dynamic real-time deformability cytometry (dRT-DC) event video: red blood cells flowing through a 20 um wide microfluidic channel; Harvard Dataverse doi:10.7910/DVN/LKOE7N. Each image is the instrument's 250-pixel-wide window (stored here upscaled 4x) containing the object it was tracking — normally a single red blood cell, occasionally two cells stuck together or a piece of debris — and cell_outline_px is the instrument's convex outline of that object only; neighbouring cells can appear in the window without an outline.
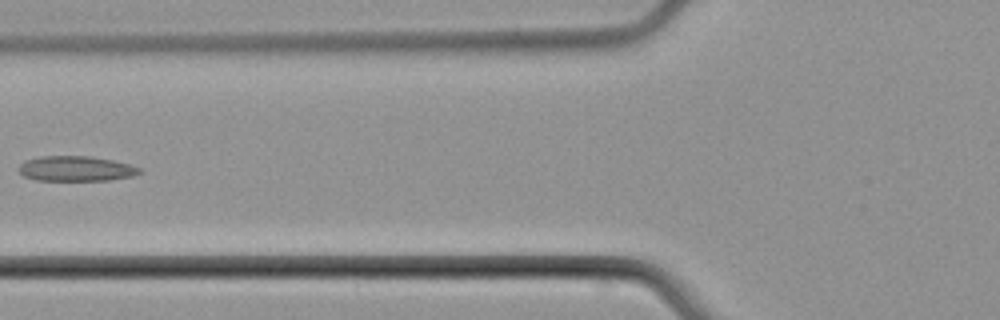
{"species": "common noctule bat (a hibernating species)", "species_latin": "Nyctalus noctula", "temperature_condition": "cold", "stored_images_in_passage": 6, "camera_frame_rate_fps": 3000, "um_per_image_px": 0.085, "animal": {"sex": "male", "body_mass_g": 21.5, "forearm_length_mm": 52.0}, "frame": {"image": 1, "passage_image": 5, "time_ms": 5.0, "image_size_px": [1000, 320], "cell_outline_px": [[144, 172], [132, 176], [108, 180], [36, 180], [24, 176], [16, 168], [20, 164], [28, 160], [40, 156], [92, 156], [112, 160], [128, 164], [140, 168]], "centroid_in_image_um": [6.46, 14.33], "position_along_channel_um": 119.3, "area_um2": 17.63}}
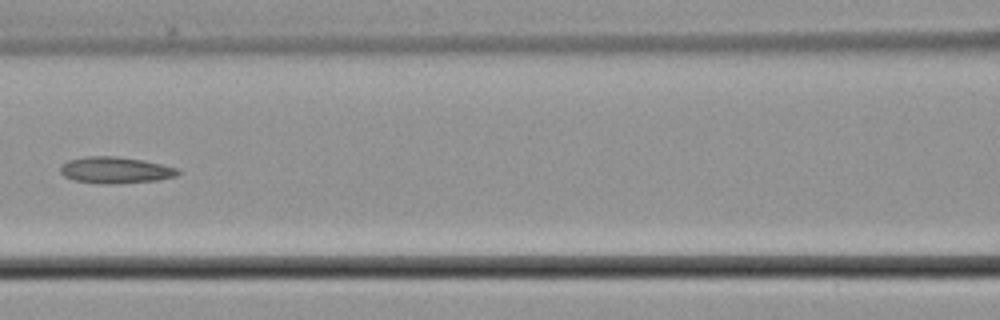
{"frame": {"image": 2, "passage_image": 6, "time_ms": 6.0, "image_size_px": [1000, 320], "cell_outline_px": [[180, 172], [176, 176], [156, 180], [116, 184], [100, 184], [76, 180], [64, 176], [60, 172], [60, 168], [68, 160], [88, 156], [116, 156], [144, 160], [176, 168]], "centroid_in_image_um": [9.8, 14.46], "position_along_channel_um": 156.8, "area_um2": 17.98}}